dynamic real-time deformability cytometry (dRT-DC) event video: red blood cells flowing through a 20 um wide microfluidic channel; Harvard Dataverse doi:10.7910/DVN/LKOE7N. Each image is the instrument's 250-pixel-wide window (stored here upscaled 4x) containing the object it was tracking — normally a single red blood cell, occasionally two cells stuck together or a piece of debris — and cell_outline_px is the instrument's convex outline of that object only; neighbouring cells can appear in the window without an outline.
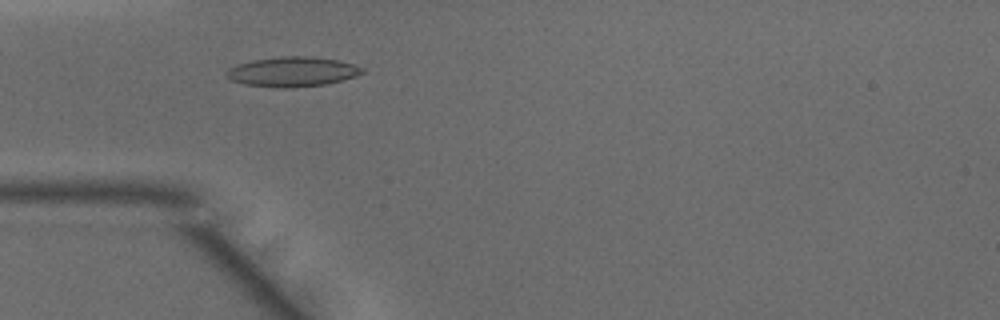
{"species": "common noctule bat (a hibernating species)", "species_latin": "Nyctalus noctula", "temperature_condition": "warm", "stored_images_in_passage": 48, "camera_frame_rate_fps": 3000, "um_per_image_px": 0.085, "animal": {"sex": "male", "body_mass_g": 15.6}, "frame": {"image": 1, "passage_image": 14, "time_ms": 4.333, "image_size_px": [1000, 320], "cell_outline_px": [[364, 72], [356, 76], [324, 84], [292, 88], [276, 88], [244, 84], [232, 80], [224, 72], [228, 68], [236, 64], [252, 60], [280, 56], [312, 56], [336, 60], [352, 64], [364, 68]], "centroid_in_image_um": [24.81, 6.09], "position_along_channel_um": 60.2, "area_um2": 23.58}}
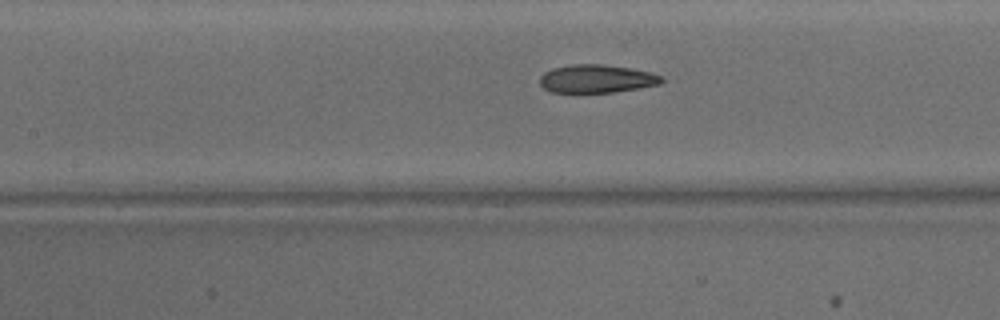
{"frame": {"image": 2, "passage_image": 21, "time_ms": 6.667, "image_size_px": [1000, 320], "cell_outline_px": [[664, 80], [660, 84], [612, 92], [552, 92], [544, 88], [540, 84], [540, 76], [544, 72], [552, 68], [572, 64], [600, 64], [628, 68], [648, 72], [660, 76]], "centroid_in_image_um": [50.66, 6.69], "position_along_channel_um": 156.7, "area_um2": 19.65}}
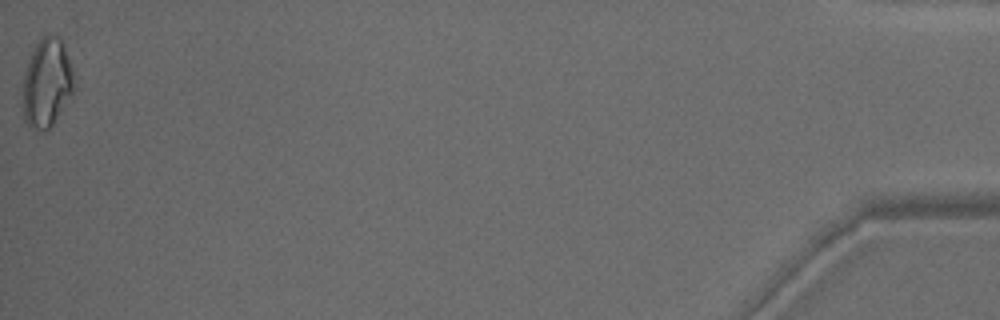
{"frame": {"image": 3, "passage_image": 48, "time_ms": 15.667, "image_size_px": [1000, 320], "cell_outline_px": [[72, 92], [52, 124], [44, 132], [28, 128], [24, 120], [20, 92], [28, 60], [36, 44], [44, 36], [56, 36], [64, 44], [72, 72]], "centroid_in_image_um": [3.9, 7.11], "position_along_channel_um": 431.3, "area_um2": 26.18}, "authors_computed_cell_mechanics": {"area_um2": 21.2704, "velocity_mm_per_s": 4.1657, "shape_relaxation_time_tau1_ms": null, "shape_relaxation_time_tau2_ms": 2.7889, "deformation_change_tau1": null, "deformation_change_tau2": 0.1051}}